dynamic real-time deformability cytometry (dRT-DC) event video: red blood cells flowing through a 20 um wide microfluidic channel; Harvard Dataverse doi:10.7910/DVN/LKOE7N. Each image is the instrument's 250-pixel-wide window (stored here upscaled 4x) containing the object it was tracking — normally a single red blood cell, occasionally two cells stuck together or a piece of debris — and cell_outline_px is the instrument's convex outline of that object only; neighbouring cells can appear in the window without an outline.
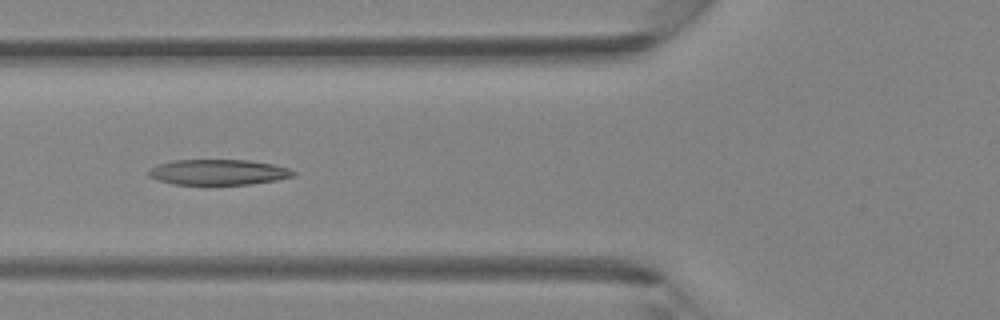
{"species": "Egyptian fruit bat (a non-hibernating species)", "species_latin": "Rousettus aegyptiacus", "temperature_condition": "room temperature", "stored_images_in_passage": 37, "camera_frame_rate_fps": 3000, "um_per_image_px": 0.085, "animal": {"sex": "female"}, "frame": {"image": 1, "passage_image": 14, "time_ms": 4.333, "image_size_px": [1000, 320], "cell_outline_px": [[296, 176], [276, 180], [248, 184], [172, 184], [156, 180], [148, 176], [148, 168], [156, 164], [172, 160], [252, 160], [272, 164], [288, 168], [296, 172]], "centroid_in_image_um": [18.51, 14.62], "position_along_channel_um": 107.3, "area_um2": 21.68}}
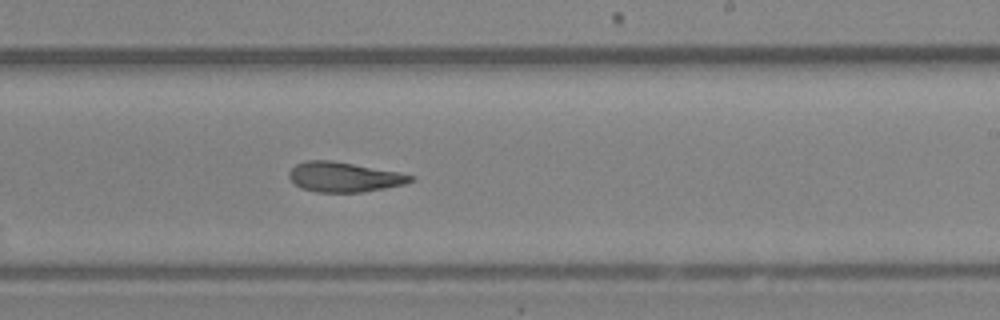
{"frame": {"image": 2, "passage_image": 24, "time_ms": 7.667, "image_size_px": [1000, 320], "cell_outline_px": [[416, 176], [412, 180], [404, 184], [384, 188], [360, 192], [316, 192], [300, 188], [288, 176], [288, 172], [296, 164], [304, 160], [332, 160], [400, 172]], "centroid_in_image_um": [29.23, 15.03], "position_along_channel_um": 259.8, "area_um2": 21.15}}
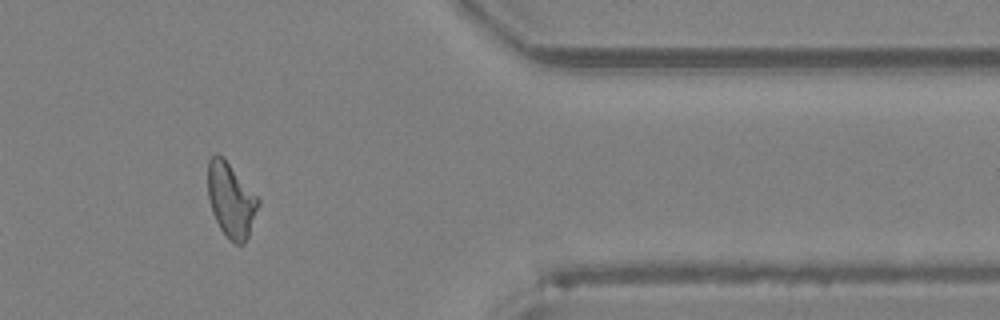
{"frame": {"image": 3, "passage_image": 34, "time_ms": 11.0, "image_size_px": [1000, 320], "cell_outline_px": [[260, 204], [248, 236], [244, 244], [236, 244], [228, 240], [220, 228], [212, 212], [208, 196], [208, 160], [216, 152], [224, 156], [260, 200]], "centroid_in_image_um": [19.63, 16.99], "position_along_channel_um": 391.8, "area_um2": 22.02}}